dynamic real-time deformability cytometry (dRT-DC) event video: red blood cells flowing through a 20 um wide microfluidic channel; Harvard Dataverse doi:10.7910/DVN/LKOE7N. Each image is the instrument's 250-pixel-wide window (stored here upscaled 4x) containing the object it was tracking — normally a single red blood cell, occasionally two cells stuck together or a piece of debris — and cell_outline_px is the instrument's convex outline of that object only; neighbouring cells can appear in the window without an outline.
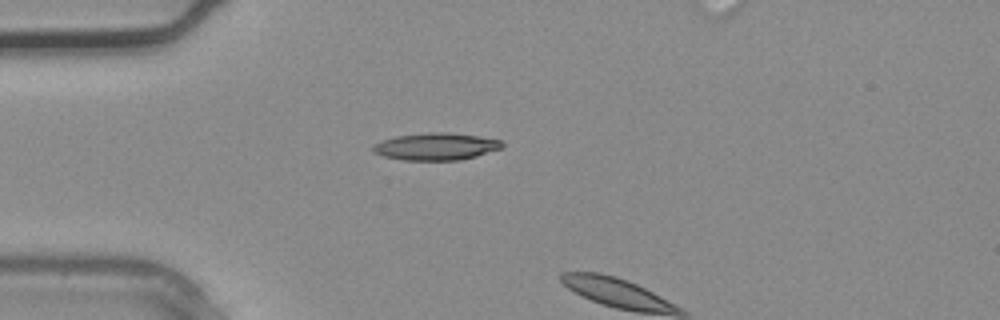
{"species": "common noctule bat (a hibernating species)", "species_latin": "Nyctalus noctula", "temperature_condition": "warm", "stored_images_in_passage": 2, "camera_frame_rate_fps": 3000, "um_per_image_px": 0.085, "animal": {"sex": "male", "body_mass_g": 20.4}, "frame": {"image": 1, "passage_image": 1, "time_ms": 0.0, "image_size_px": [1000, 320], "cell_outline_px": [[504, 144], [500, 148], [476, 156], [460, 160], [400, 160], [384, 156], [372, 152], [372, 148], [380, 140], [396, 136], [428, 132], [448, 132], [476, 136], [500, 140]], "centroid_in_image_um": [37.01, 12.45], "position_along_channel_um": 48.0, "area_um2": 20.35}}